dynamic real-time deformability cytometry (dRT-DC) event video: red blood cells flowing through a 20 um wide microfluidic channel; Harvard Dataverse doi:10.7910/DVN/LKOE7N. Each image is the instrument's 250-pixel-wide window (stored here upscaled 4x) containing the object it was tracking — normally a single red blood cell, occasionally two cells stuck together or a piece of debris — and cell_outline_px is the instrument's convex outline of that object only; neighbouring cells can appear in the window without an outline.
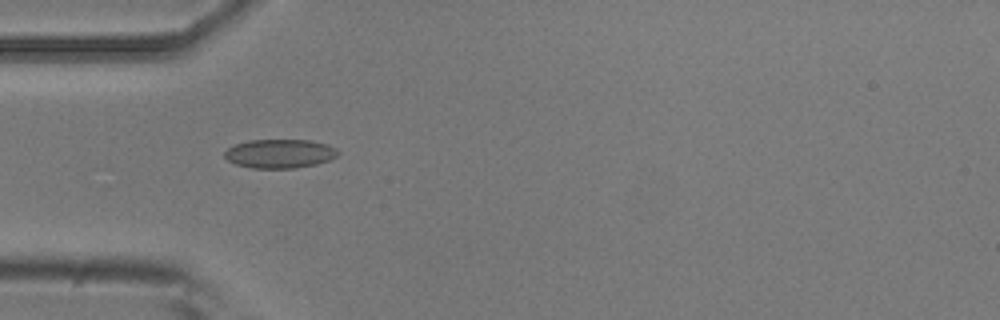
{"species": "common noctule bat (a hibernating species)", "species_latin": "Nyctalus noctula", "temperature_condition": "room temperature", "stored_images_in_passage": 7, "camera_frame_rate_fps": 3000, "um_per_image_px": 0.085, "animal": {"sex": "male", "body_mass_g": 20.5, "forearm_length_mm": 52.5}, "frame": {"image": 1, "passage_image": 5, "time_ms": 1.333, "image_size_px": [1000, 320], "cell_outline_px": [[340, 152], [336, 156], [328, 160], [316, 164], [296, 168], [252, 168], [236, 164], [228, 160], [224, 156], [224, 152], [228, 148], [236, 144], [248, 140], [312, 140], [328, 144], [336, 148]], "centroid_in_image_um": [23.79, 13.05], "position_along_channel_um": 61.2, "area_um2": 19.13}}
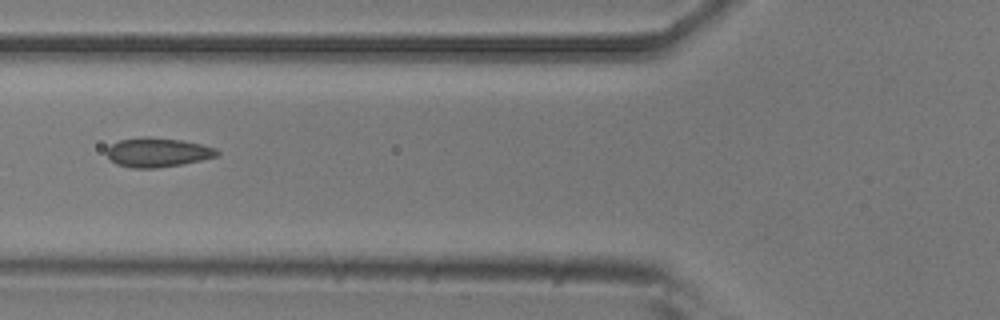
{"frame": {"image": 2, "passage_image": 6, "time_ms": 1.667, "image_size_px": [1000, 320], "cell_outline_px": [[220, 152], [216, 156], [200, 160], [180, 164], [156, 168], [128, 168], [116, 164], [104, 152], [112, 144], [120, 140], [144, 136], [148, 136], [180, 140], [200, 144], [216, 148]], "centroid_in_image_um": [13.36, 12.95], "position_along_channel_um": 112.4, "area_um2": 18.73}}
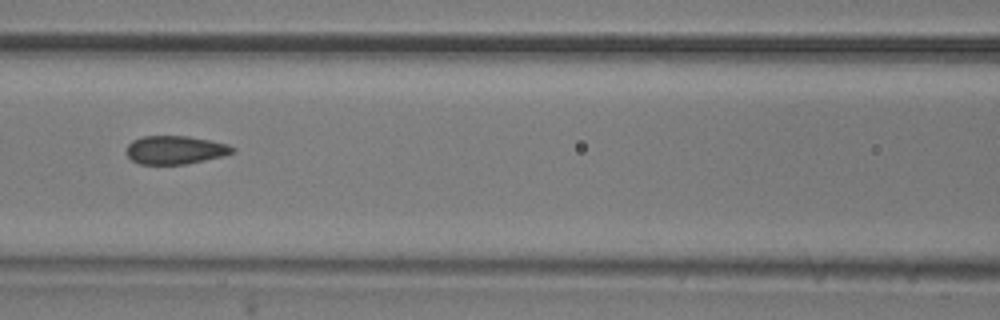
{"frame": {"image": 3, "passage_image": 7, "time_ms": 2.0, "image_size_px": [1000, 320], "cell_outline_px": [[236, 152], [224, 156], [184, 164], [140, 164], [132, 160], [124, 152], [128, 144], [132, 140], [144, 136], [188, 136], [228, 144], [236, 148]], "centroid_in_image_um": [14.89, 12.74], "position_along_channel_um": 151.7, "area_um2": 17.63}}